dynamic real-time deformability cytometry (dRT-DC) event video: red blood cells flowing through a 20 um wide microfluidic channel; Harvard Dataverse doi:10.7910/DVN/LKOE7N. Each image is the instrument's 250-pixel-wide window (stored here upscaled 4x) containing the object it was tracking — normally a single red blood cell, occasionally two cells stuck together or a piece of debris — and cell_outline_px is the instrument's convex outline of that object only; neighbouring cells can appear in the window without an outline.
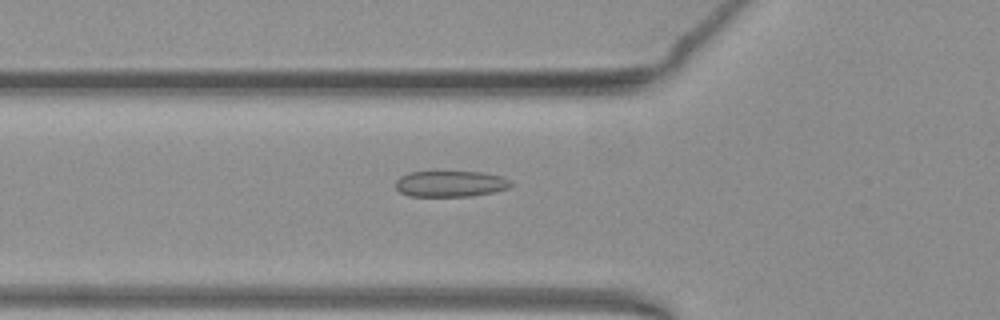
{"species": "common noctule bat (a hibernating species)", "species_latin": "Nyctalus noctula", "temperature_condition": "warm", "stored_images_in_passage": 42, "camera_frame_rate_fps": 3000, "um_per_image_px": 0.085, "animal": {"sex": "female", "body_mass_g": 19.3, "forearm_length_mm": 54.1}, "frame": {"image": 1, "passage_image": 8, "time_ms": 2.333, "image_size_px": [1000, 320], "cell_outline_px": [[512, 184], [508, 188], [492, 192], [472, 196], [408, 196], [400, 192], [396, 188], [396, 180], [400, 176], [408, 172], [484, 172], [500, 176], [508, 180]], "centroid_in_image_um": [38.25, 15.62], "position_along_channel_um": 87.5, "area_um2": 17.4}}
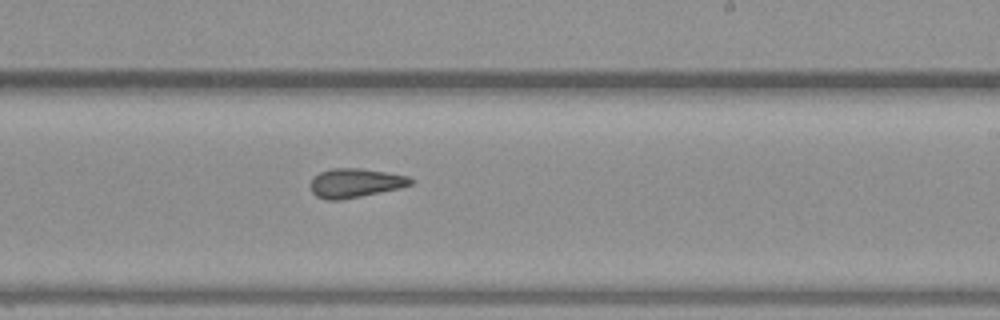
{"frame": {"image": 2, "passage_image": 21, "time_ms": 6.667, "image_size_px": [1000, 320], "cell_outline_px": [[412, 184], [400, 188], [340, 200], [324, 200], [316, 196], [312, 192], [308, 184], [320, 172], [332, 168], [360, 168], [408, 176], [412, 180]], "centroid_in_image_um": [30.15, 15.56], "position_along_channel_um": 258.9, "area_um2": 16.88}}
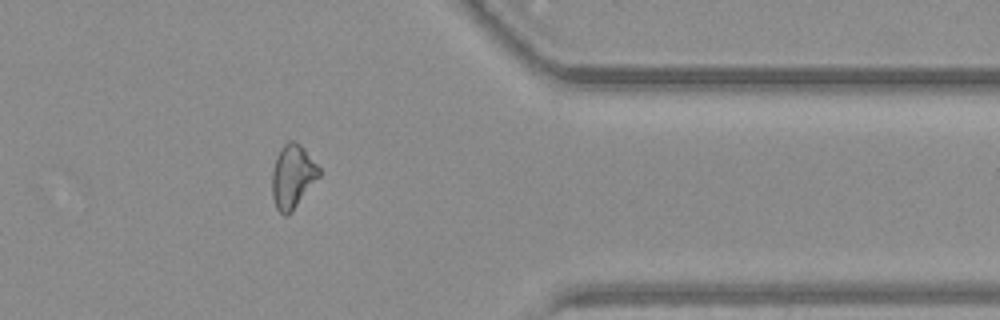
{"frame": {"image": 3, "passage_image": 32, "time_ms": 10.333, "image_size_px": [1000, 320], "cell_outline_px": [[320, 176], [292, 212], [288, 216], [284, 216], [276, 208], [272, 196], [272, 172], [276, 156], [284, 144], [288, 140], [292, 140], [300, 144], [304, 148], [320, 168]], "centroid_in_image_um": [24.87, 15.01], "position_along_channel_um": 386.5, "area_um2": 17.51}, "authors_computed_cell_mechanics": {"area_um2": 17.4267, "velocity_mm_per_s": 3.9391, "shape_relaxation_time_tau1_ms": 8.5354, "shape_relaxation_time_tau2_ms": 2.8017, "deformation_change_tau1": 0.1811, "deformation_change_tau2": 0.1134}}